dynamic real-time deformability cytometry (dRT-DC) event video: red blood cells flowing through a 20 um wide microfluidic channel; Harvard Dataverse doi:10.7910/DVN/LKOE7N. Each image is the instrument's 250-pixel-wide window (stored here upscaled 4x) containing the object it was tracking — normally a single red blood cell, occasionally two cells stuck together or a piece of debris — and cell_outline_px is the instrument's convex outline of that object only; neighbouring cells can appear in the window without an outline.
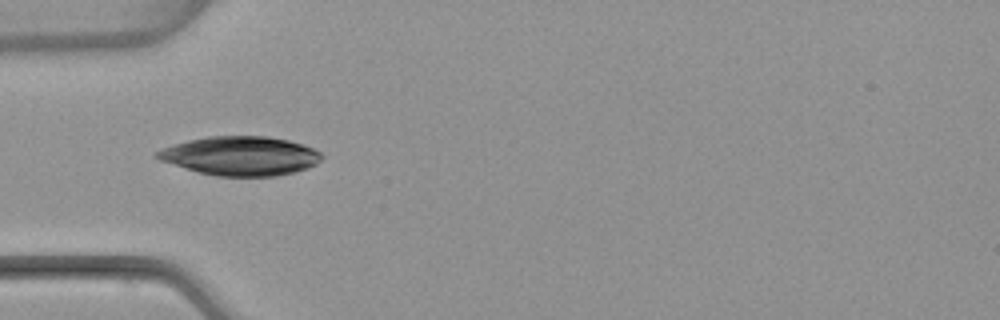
{"species": "common noctule bat (a hibernating species)", "species_latin": "Nyctalus noctula", "temperature_condition": "warm", "stored_images_in_passage": 6, "camera_frame_rate_fps": 3000, "um_per_image_px": 0.085, "animal": {"sex": "female", "body_mass_g": 22.7, "forearm_length_mm": 54.2}, "frame": {"image": 1, "passage_image": 4, "time_ms": 4.667, "image_size_px": [1000, 320], "cell_outline_px": [[324, 156], [316, 164], [308, 168], [296, 172], [276, 176], [216, 176], [196, 172], [160, 160], [152, 156], [156, 152], [172, 144], [188, 140], [208, 136], [268, 136], [288, 140], [304, 144], [320, 152]], "centroid_in_image_um": [20.44, 13.25], "position_along_channel_um": 64.6, "area_um2": 37.69}}
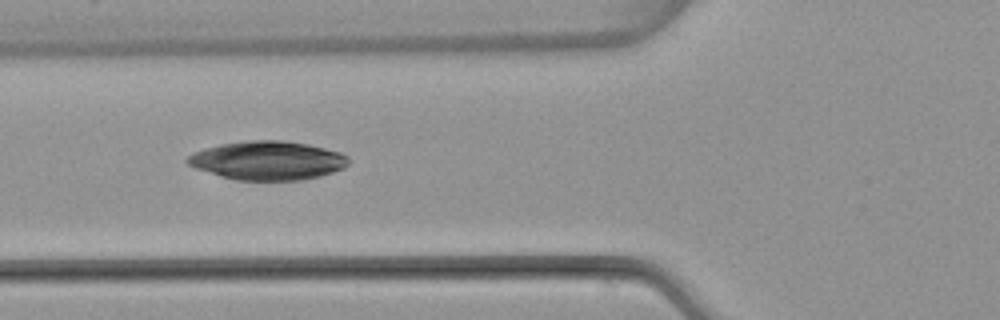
{"frame": {"image": 2, "passage_image": 5, "time_ms": 5.667, "image_size_px": [1000, 320], "cell_outline_px": [[348, 164], [344, 168], [320, 176], [304, 180], [236, 180], [196, 168], [188, 164], [184, 160], [192, 152], [204, 148], [220, 144], [248, 140], [284, 140], [308, 144], [340, 152], [348, 156]], "centroid_in_image_um": [22.75, 13.63], "position_along_channel_um": 103.1, "area_um2": 36.41}}
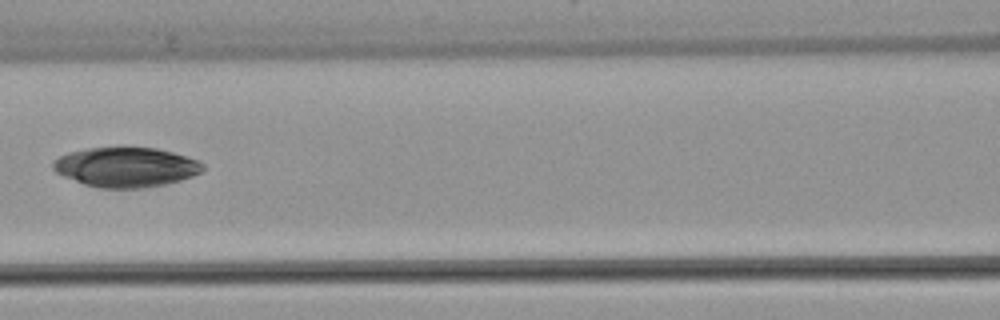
{"frame": {"image": 3, "passage_image": 6, "time_ms": 7.0, "image_size_px": [1000, 320], "cell_outline_px": [[204, 168], [200, 172], [192, 176], [180, 180], [164, 184], [144, 188], [100, 188], [84, 184], [64, 176], [56, 172], [52, 168], [52, 164], [60, 156], [68, 152], [88, 148], [156, 148], [172, 152], [200, 160], [204, 164]], "centroid_in_image_um": [10.72, 14.21], "position_along_channel_um": 155.9, "area_um2": 34.45}}